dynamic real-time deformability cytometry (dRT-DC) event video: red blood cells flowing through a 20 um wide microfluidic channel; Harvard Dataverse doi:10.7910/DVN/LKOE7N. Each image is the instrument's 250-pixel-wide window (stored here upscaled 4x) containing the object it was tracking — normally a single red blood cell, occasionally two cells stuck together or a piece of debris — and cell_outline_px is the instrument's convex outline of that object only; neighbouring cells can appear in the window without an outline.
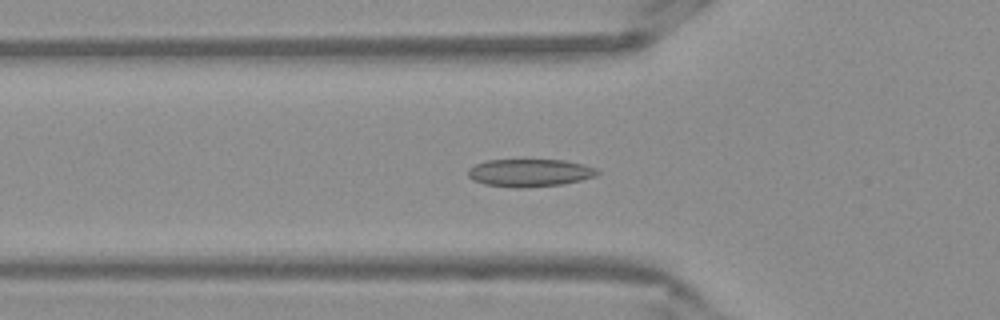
{"species": "Egyptian fruit bat (a non-hibernating species)", "species_latin": "Rousettus aegyptiacus", "temperature_condition": "warm", "stored_images_in_passage": 53, "camera_frame_rate_fps": 3000, "um_per_image_px": 0.085, "frame": {"image": 1, "passage_image": 18, "time_ms": 5.667, "image_size_px": [1000, 320], "cell_outline_px": [[600, 172], [596, 176], [564, 184], [524, 188], [516, 188], [484, 184], [472, 180], [468, 176], [468, 168], [476, 164], [488, 160], [564, 160], [584, 164], [596, 168]], "centroid_in_image_um": [45.03, 14.69], "position_along_channel_um": 80.8, "area_um2": 20.98}}
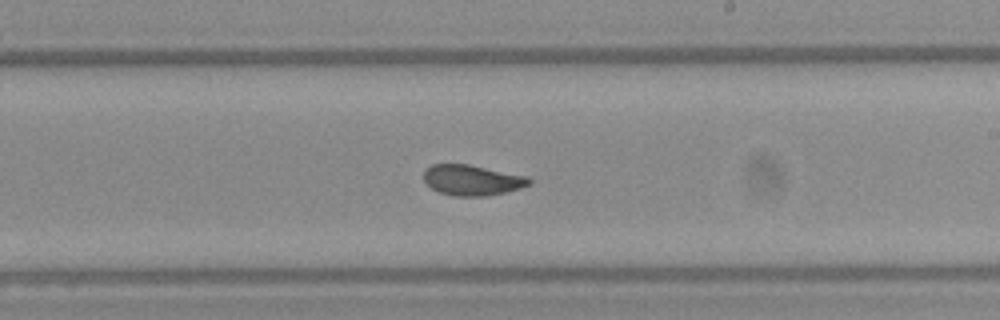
{"frame": {"image": 2, "passage_image": 31, "time_ms": 10.0, "image_size_px": [1000, 320], "cell_outline_px": [[532, 184], [520, 188], [488, 196], [456, 196], [440, 192], [432, 188], [424, 180], [424, 172], [432, 164], [468, 164], [528, 176], [532, 180]], "centroid_in_image_um": [40.17, 15.31], "position_along_channel_um": 248.8, "area_um2": 18.67}}
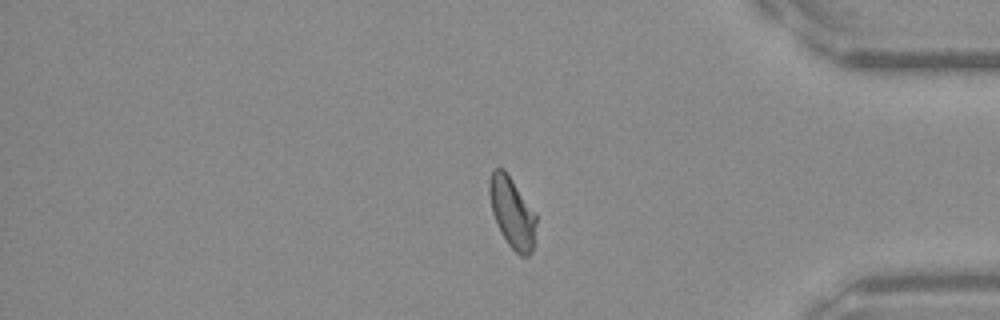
{"frame": {"image": 3, "passage_image": 44, "time_ms": 14.333, "image_size_px": [1000, 320], "cell_outline_px": [[536, 224], [532, 252], [528, 256], [520, 256], [508, 244], [500, 232], [492, 212], [488, 192], [488, 184], [492, 172], [496, 168], [504, 168], [536, 216]], "centroid_in_image_um": [43.5, 18.08], "position_along_channel_um": 391.7, "area_um2": 18.96}, "authors_computed_cell_mechanics": {"area_um2": 19.5364, "velocity_mm_per_s": 3.8608, "shape_relaxation_time_tau1_ms": 4.7895, "shape_relaxation_time_tau2_ms": 1.4614, "deformation_change_tau1": 0.1427, "deformation_change_tau2": 0.0604}}